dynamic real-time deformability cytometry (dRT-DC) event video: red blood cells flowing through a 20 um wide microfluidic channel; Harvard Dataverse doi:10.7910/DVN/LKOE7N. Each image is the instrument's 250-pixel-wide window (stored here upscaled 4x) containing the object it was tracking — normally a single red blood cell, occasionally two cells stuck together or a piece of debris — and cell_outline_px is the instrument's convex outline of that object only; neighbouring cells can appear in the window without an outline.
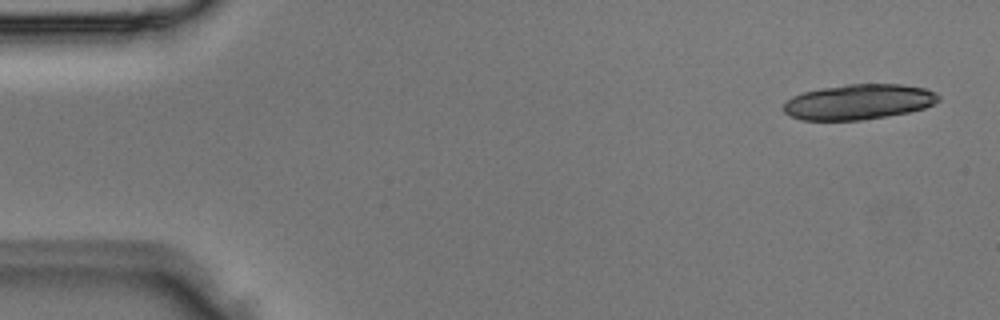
{"species": "Egyptian fruit bat (a non-hibernating species)", "species_latin": "Rousettus aegyptiacus", "temperature_condition": "room temperature", "stored_images_in_passage": 5, "segment_of_instrument_passage": [1, 2], "camera_frame_rate_fps": 3000, "um_per_image_px": 0.085, "animal": {"sex": "male"}, "frame": {"image": 1, "passage_image": 1, "time_ms": 0.0, "image_size_px": [1000, 320], "cell_outline_px": [[940, 100], [924, 108], [908, 112], [888, 116], [860, 120], [800, 120], [784, 112], [784, 104], [792, 96], [804, 92], [820, 88], [848, 84], [900, 84], [924, 88], [936, 92], [940, 96]], "centroid_in_image_um": [73.0, 8.66], "position_along_channel_um": 12.0, "area_um2": 31.79}}